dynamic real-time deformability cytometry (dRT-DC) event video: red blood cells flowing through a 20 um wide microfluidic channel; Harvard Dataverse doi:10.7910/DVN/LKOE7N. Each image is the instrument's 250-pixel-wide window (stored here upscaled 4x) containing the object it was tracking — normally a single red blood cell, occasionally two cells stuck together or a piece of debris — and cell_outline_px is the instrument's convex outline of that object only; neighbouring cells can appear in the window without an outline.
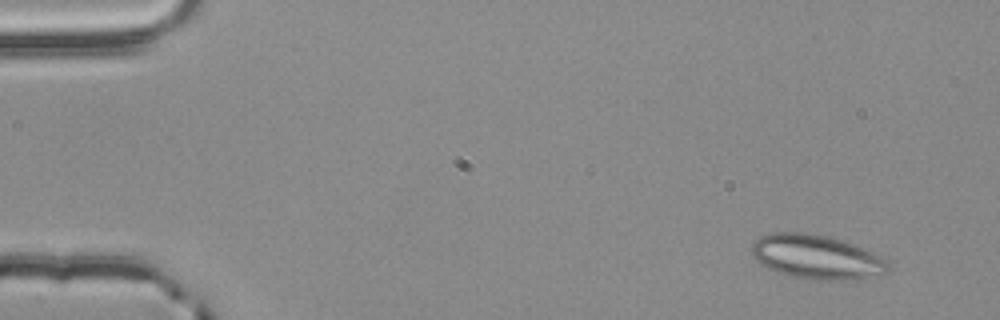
{"species": "common noctule bat (a hibernating species)", "species_latin": "Nyctalus noctula", "temperature_condition": "room temperature", "stored_images_in_passage": 5, "camera_frame_rate_fps": 3000, "um_per_image_px": 0.085, "animal": {"sex": "male", "body_mass_g": 20.4}, "frame": {"image": 1, "passage_image": 1, "time_ms": 0.0, "image_size_px": [1000, 320], "cell_outline_px": [[888, 268], [880, 276], [864, 280], [816, 280], [792, 276], [776, 272], [760, 264], [752, 256], [752, 244], [760, 236], [772, 232], [804, 232], [828, 236], [852, 244], [872, 252], [880, 256], [888, 264]], "centroid_in_image_um": [69.39, 21.86], "position_along_channel_um": 15.6, "area_um2": 35.32}}